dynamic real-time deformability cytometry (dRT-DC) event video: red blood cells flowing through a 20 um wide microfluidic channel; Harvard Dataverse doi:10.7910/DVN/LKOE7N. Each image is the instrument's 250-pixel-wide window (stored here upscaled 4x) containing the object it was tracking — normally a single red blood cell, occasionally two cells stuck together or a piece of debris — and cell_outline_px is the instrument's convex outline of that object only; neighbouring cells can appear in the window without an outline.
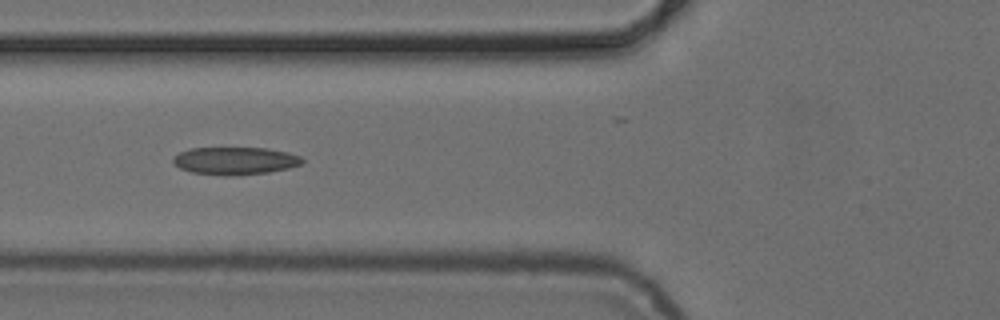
{"species": "common noctule bat (a hibernating species)", "species_latin": "Nyctalus noctula", "temperature_condition": "cold", "stored_images_in_passage": 5, "camera_frame_rate_fps": 3000, "um_per_image_px": 0.085, "animal": {"sex": "female", "body_mass_g": 24.6, "forearm_length_mm": 56.2}, "frame": {"image": 1, "passage_image": 4, "time_ms": 3.333, "image_size_px": [1000, 320], "cell_outline_px": [[304, 160], [300, 164], [288, 168], [268, 172], [224, 176], [192, 172], [180, 168], [172, 160], [172, 156], [180, 152], [192, 148], [268, 148], [288, 152], [300, 156]], "centroid_in_image_um": [19.97, 13.66], "position_along_channel_um": 105.8, "area_um2": 20.63}}
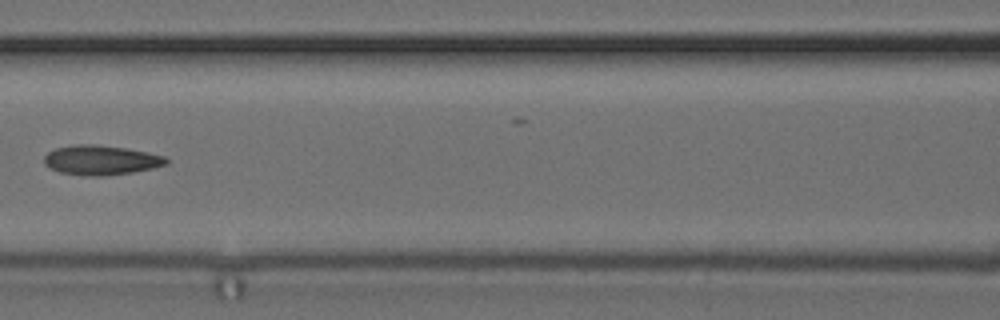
{"frame": {"image": 2, "passage_image": 5, "time_ms": 4.667, "image_size_px": [1000, 320], "cell_outline_px": [[168, 164], [152, 168], [132, 172], [104, 176], [88, 176], [60, 172], [48, 168], [44, 164], [44, 156], [48, 152], [56, 148], [76, 144], [96, 144], [124, 148], [148, 152], [164, 156], [168, 160]], "centroid_in_image_um": [8.56, 13.61], "position_along_channel_um": 158.0, "area_um2": 21.1}}